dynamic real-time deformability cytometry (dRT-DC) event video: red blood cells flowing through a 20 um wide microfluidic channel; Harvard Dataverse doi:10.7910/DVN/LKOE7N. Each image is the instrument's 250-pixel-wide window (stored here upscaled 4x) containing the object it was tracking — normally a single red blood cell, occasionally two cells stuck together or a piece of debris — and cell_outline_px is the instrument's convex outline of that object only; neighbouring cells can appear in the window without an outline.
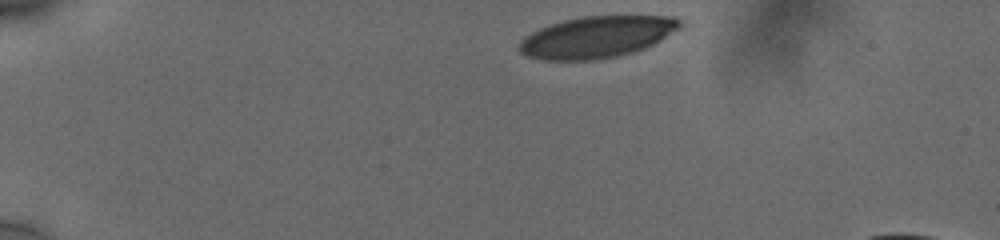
{"species": "human", "species_latin": "Homo sapiens", "temperature_condition": "cold", "stored_images_in_passage": 38, "camera_frame_rate_fps": 3000, "um_per_image_px": 0.085, "donor": {"sex": "male"}, "frame": {"image": 1, "passage_image": 1, "time_ms": 0.0, "image_size_px": [1000, 240], "cell_outline_px": [[684, 24], [680, 28], [660, 40], [636, 52], [596, 60], [544, 60], [528, 56], [520, 52], [516, 48], [520, 40], [524, 36], [540, 28], [564, 20], [580, 16], [676, 16]], "centroid_in_image_um": [50.72, 3.14], "position_along_channel_um": 34.3, "area_um2": 39.07}}
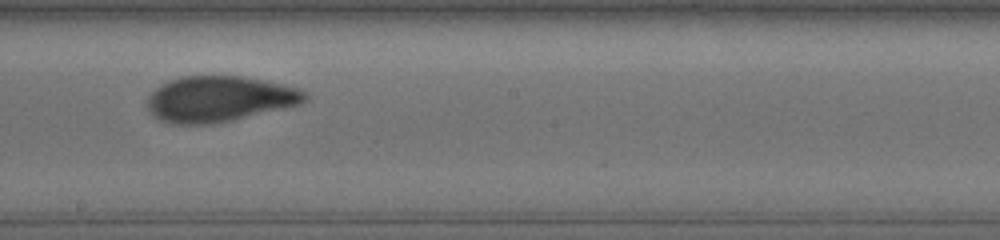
{"frame": {"image": 2, "passage_image": 23, "time_ms": 7.333, "image_size_px": [1000, 240], "cell_outline_px": [[308, 100], [300, 104], [232, 120], [212, 124], [172, 124], [160, 120], [148, 108], [148, 96], [160, 84], [180, 76], [240, 76], [264, 80], [284, 84], [308, 92]], "centroid_in_image_um": [18.66, 8.4], "position_along_channel_um": 229.5, "area_um2": 41.91}}
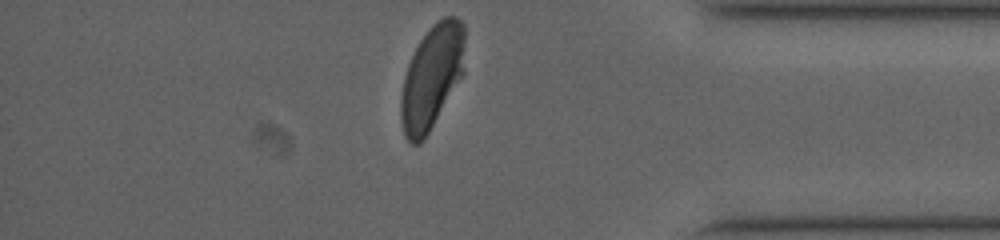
{"frame": {"image": 3, "passage_image": 38, "time_ms": 12.333, "image_size_px": [1000, 240], "cell_outline_px": [[464, 72], [428, 132], [420, 144], [412, 144], [404, 136], [400, 116], [400, 100], [404, 76], [408, 64], [420, 40], [432, 24], [444, 16], [456, 16], [464, 24]], "centroid_in_image_um": [36.69, 6.52], "position_along_channel_um": 398.5, "area_um2": 38.44}, "authors_computed_cell_mechanics": {"area_um2": 41.6449, "velocity_mm_per_s": 3.7441, "shape_relaxation_time_tau1_ms": 4.5923, "shape_relaxation_time_tau2_ms": 0.8438, "deformation_change_tau1": 0.1642, "deformation_change_tau2": 0.0583}}